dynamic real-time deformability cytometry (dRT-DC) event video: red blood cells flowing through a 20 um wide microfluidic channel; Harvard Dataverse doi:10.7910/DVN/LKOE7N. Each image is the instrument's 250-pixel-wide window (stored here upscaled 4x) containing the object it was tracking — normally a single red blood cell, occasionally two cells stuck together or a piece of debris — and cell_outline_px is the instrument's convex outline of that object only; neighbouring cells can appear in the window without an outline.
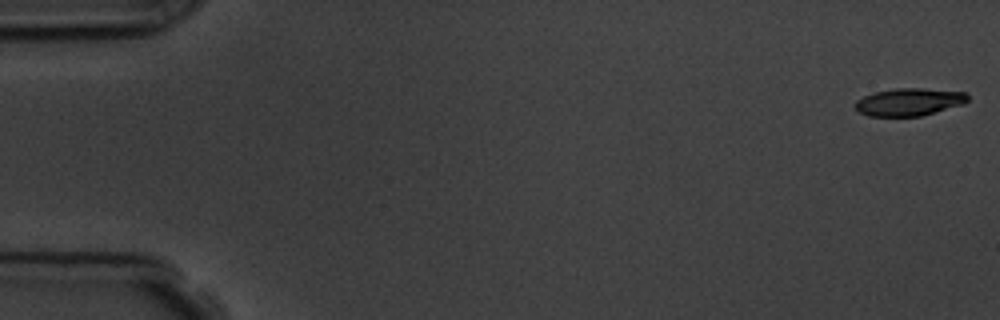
{"species": "common noctule bat (a hibernating species)", "species_latin": "Nyctalus noctula", "temperature_condition": "room temperature", "stored_images_in_passage": 57, "camera_frame_rate_fps": 3000, "um_per_image_px": 0.085, "animal": {"sex": "male", "body_mass_g": 19.5, "forearm_length_mm": 54.6}, "frame": {"image": 1, "passage_image": 1, "time_ms": 0.0, "image_size_px": [1000, 320], "cell_outline_px": [[968, 100], [964, 104], [920, 116], [868, 116], [860, 112], [852, 104], [856, 100], [872, 92], [896, 88], [920, 88], [968, 92]], "centroid_in_image_um": [77.26, 8.66], "position_along_channel_um": 7.7, "area_um2": 18.21}}
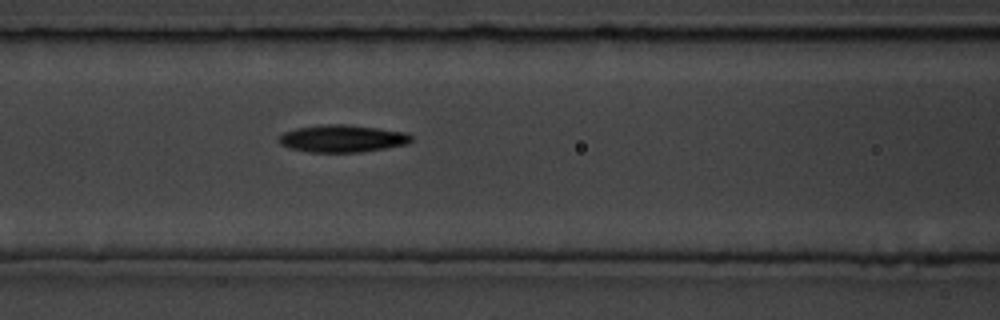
{"frame": {"image": 2, "passage_image": 24, "time_ms": 7.667, "image_size_px": [1000, 320], "cell_outline_px": [[412, 140], [408, 144], [360, 152], [308, 152], [288, 148], [280, 144], [276, 140], [284, 132], [296, 128], [320, 124], [348, 124], [408, 132], [412, 136]], "centroid_in_image_um": [29.08, 11.77], "position_along_channel_um": 137.5, "area_um2": 21.33}}
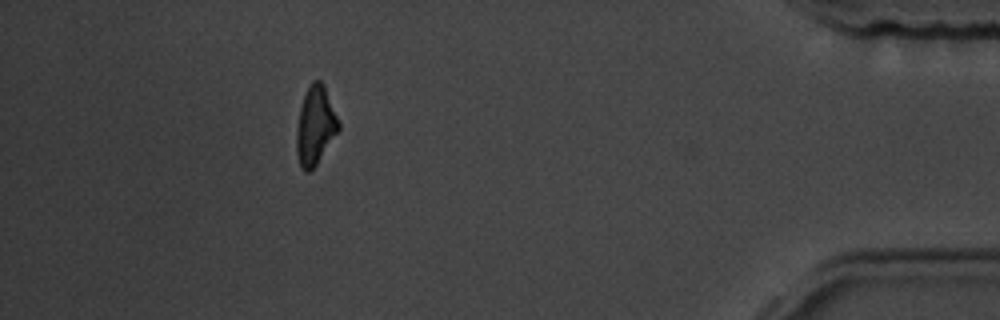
{"frame": {"image": 3, "passage_image": 51, "time_ms": 16.667, "image_size_px": [1000, 320], "cell_outline_px": [[340, 128], [316, 164], [308, 172], [304, 172], [300, 168], [296, 152], [296, 132], [300, 108], [304, 92], [312, 80], [320, 80], [324, 84], [340, 124]], "centroid_in_image_um": [26.78, 10.66], "position_along_channel_um": 408.4, "area_um2": 19.19}, "authors_computed_cell_mechanics": {"area_um2": 19.5364, "velocity_mm_per_s": 3.6089, "shape_relaxation_time_tau1_ms": 2.5557, "shape_relaxation_time_tau2_ms": null, "deformation_change_tau1": 0.1208, "deformation_change_tau2": null}}